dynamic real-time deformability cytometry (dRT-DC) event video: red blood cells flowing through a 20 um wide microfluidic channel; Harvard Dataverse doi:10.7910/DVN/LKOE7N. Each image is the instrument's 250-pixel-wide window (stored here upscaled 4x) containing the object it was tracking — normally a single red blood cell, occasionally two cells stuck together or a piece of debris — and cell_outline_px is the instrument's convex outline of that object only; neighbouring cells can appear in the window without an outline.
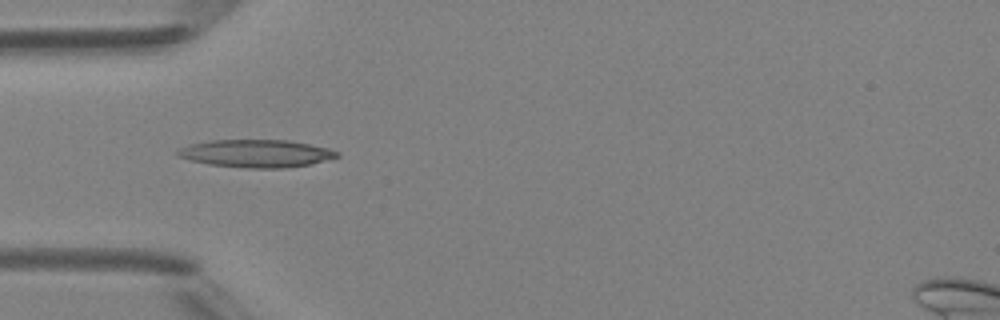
{"species": "Egyptian fruit bat (a non-hibernating species)", "species_latin": "Rousettus aegyptiacus", "temperature_condition": "room temperature", "stored_images_in_passage": 3, "camera_frame_rate_fps": 3000, "um_per_image_px": 0.085, "animal": {"sex": "female"}, "frame": {"image": 1, "passage_image": 2, "time_ms": 2.0, "image_size_px": [1000, 320], "cell_outline_px": [[340, 156], [308, 164], [280, 168], [248, 168], [208, 164], [176, 156], [176, 148], [188, 144], [212, 140], [288, 140], [328, 148], [340, 152]], "centroid_in_image_um": [21.71, 13.03], "position_along_channel_um": 63.3, "area_um2": 25.61}}
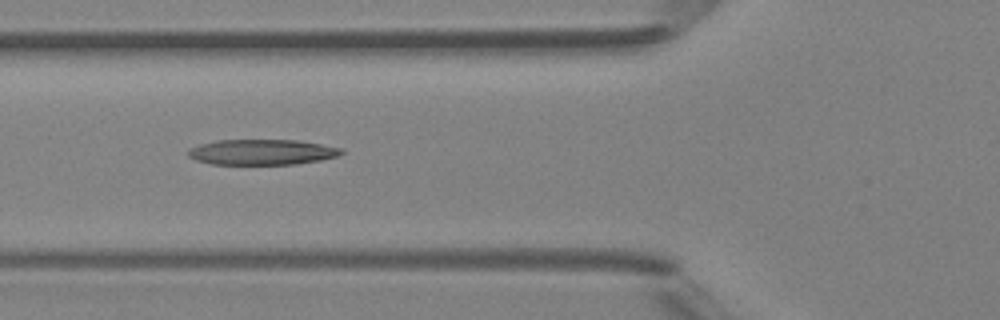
{"frame": {"image": 2, "passage_image": 3, "time_ms": 3.0, "image_size_px": [1000, 320], "cell_outline_px": [[344, 152], [336, 156], [320, 160], [296, 164], [212, 164], [196, 160], [188, 156], [188, 148], [200, 144], [216, 140], [296, 140], [344, 148]], "centroid_in_image_um": [22.25, 12.92], "position_along_channel_um": 103.5, "area_um2": 22.72}}